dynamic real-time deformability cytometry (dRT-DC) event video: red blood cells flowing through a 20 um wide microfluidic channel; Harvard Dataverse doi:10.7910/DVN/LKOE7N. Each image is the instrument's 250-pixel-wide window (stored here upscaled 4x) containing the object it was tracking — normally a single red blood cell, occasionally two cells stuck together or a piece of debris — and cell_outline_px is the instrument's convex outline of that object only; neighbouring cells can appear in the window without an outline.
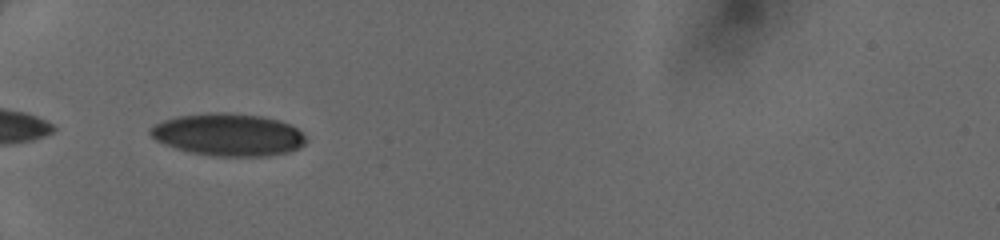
{"species": "human", "species_latin": "Homo sapiens", "temperature_condition": "cold", "stored_images_in_passage": 32, "camera_frame_rate_fps": 3000, "um_per_image_px": 0.085, "donor": {"sex": "female"}, "frame": {"image": 1, "passage_image": 1, "time_ms": 0.0, "image_size_px": [1000, 240], "cell_outline_px": [[308, 140], [300, 148], [288, 152], [268, 156], [216, 156], [192, 152], [176, 148], [156, 140], [148, 132], [148, 128], [164, 120], [176, 116], [208, 112], [228, 112], [264, 116], [280, 120], [304, 132]], "centroid_in_image_um": [19.44, 11.43], "position_along_channel_um": 65.6, "area_um2": 38.73}}
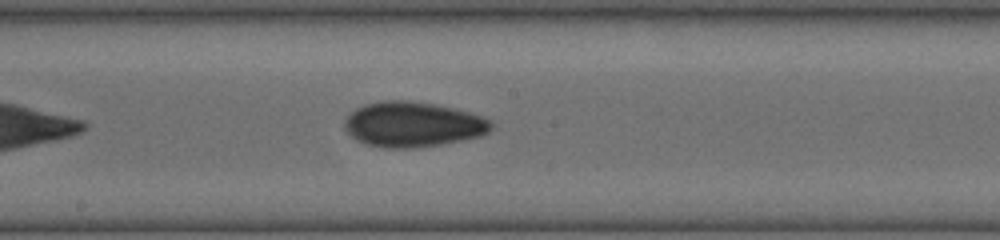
{"frame": {"image": 2, "passage_image": 12, "time_ms": 3.667, "image_size_px": [1000, 240], "cell_outline_px": [[492, 128], [488, 132], [480, 136], [440, 144], [408, 148], [384, 148], [364, 144], [356, 140], [344, 128], [344, 120], [356, 108], [364, 104], [384, 100], [408, 100], [436, 104], [484, 116], [492, 124]], "centroid_in_image_um": [35.06, 10.57], "position_along_channel_um": 213.1, "area_um2": 38.49}}
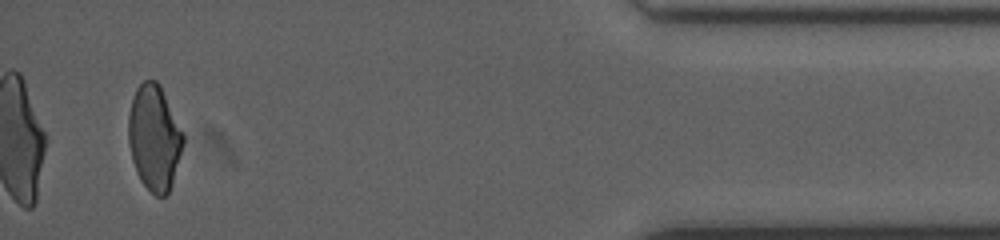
{"frame": {"image": 3, "passage_image": 30, "time_ms": 9.667, "image_size_px": [1000, 240], "cell_outline_px": [[184, 140], [172, 184], [168, 192], [164, 196], [156, 196], [140, 180], [136, 172], [132, 160], [128, 144], [128, 116], [132, 100], [136, 88], [144, 80], [156, 80], [160, 84], [184, 132]], "centroid_in_image_um": [13.11, 11.68], "position_along_channel_um": 422.1, "area_um2": 33.7}}